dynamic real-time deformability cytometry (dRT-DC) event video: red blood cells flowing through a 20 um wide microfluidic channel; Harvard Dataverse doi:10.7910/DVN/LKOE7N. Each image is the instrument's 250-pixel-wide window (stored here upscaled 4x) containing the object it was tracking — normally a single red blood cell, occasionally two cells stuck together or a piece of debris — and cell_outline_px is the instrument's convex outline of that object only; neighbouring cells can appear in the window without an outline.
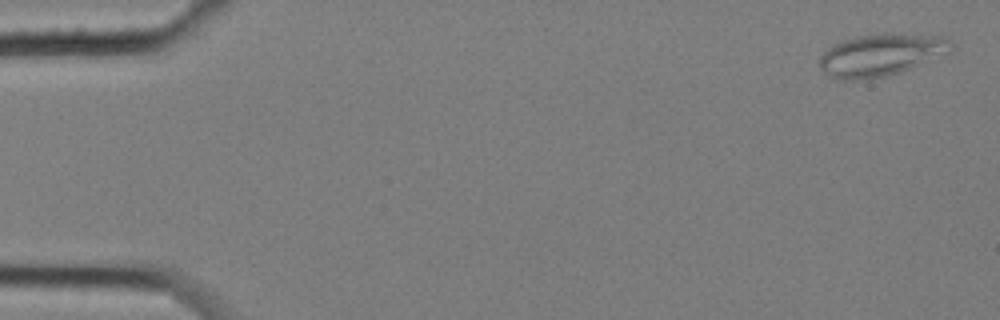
{"species": "common noctule bat (a hibernating species)", "species_latin": "Nyctalus noctula", "temperature_condition": "cold", "stored_images_in_passage": 3, "segment_of_instrument_passage": [2, 2], "camera_frame_rate_fps": 3000, "um_per_image_px": 0.085, "animal": {"sex": "female", "body_mass_g": 25.1}, "frame": {"image": 1, "passage_image": 3, "time_ms": 0.667, "image_size_px": [1000, 320], "cell_outline_px": [[956, 48], [952, 52], [900, 72], [868, 80], [840, 80], [828, 76], [820, 68], [820, 56], [832, 44], [856, 36], [884, 32], [892, 32], [944, 36], [952, 40]], "centroid_in_image_um": [74.94, 4.64], "position_along_channel_um": 10.1, "area_um2": 33.18}}